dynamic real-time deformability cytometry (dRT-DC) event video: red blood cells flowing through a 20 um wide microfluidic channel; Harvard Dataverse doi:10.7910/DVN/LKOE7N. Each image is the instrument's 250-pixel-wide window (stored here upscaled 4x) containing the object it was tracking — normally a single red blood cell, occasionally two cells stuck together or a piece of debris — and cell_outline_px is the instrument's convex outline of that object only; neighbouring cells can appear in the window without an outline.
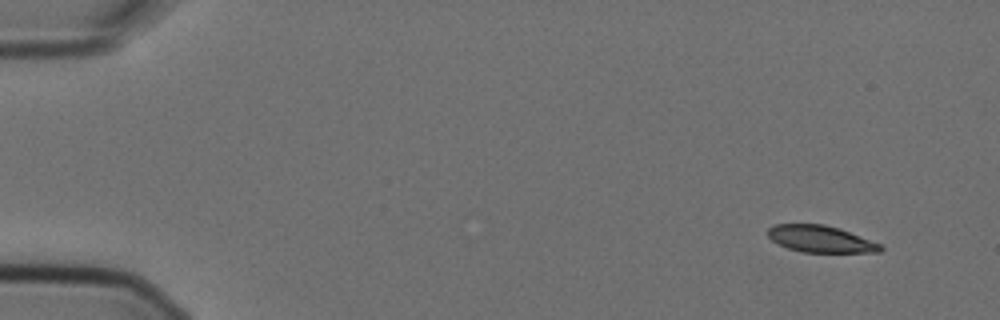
{"species": "Egyptian fruit bat (a non-hibernating species)", "species_latin": "Rousettus aegyptiacus", "temperature_condition": "cold", "stored_images_in_passage": 6, "camera_frame_rate_fps": 3000, "um_per_image_px": 0.085, "animal": {"sex": "female"}, "frame": {"image": 1, "passage_image": 1, "time_ms": 0.0, "image_size_px": [1000, 320], "cell_outline_px": [[884, 248], [880, 252], [804, 252], [788, 248], [772, 240], [768, 236], [768, 228], [772, 224], [824, 224], [840, 228], [880, 244]], "centroid_in_image_um": [69.74, 20.3], "position_along_channel_um": 15.3, "area_um2": 17.46}}
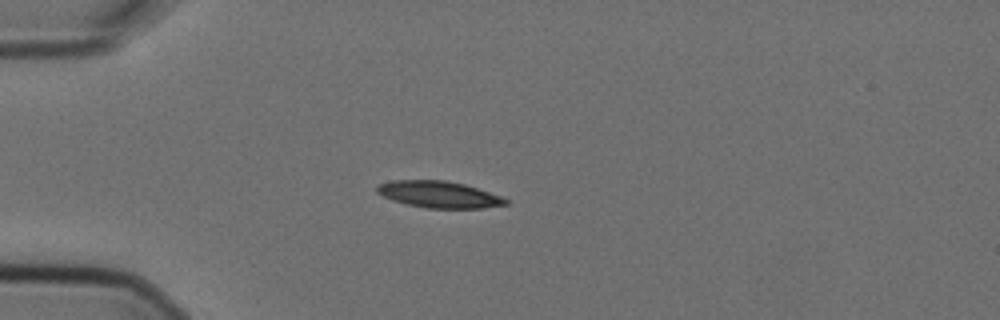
{"frame": {"image": 2, "passage_image": 4, "time_ms": 1.0, "image_size_px": [1000, 320], "cell_outline_px": [[508, 204], [484, 208], [428, 208], [408, 204], [392, 200], [376, 192], [376, 184], [392, 180], [444, 180], [464, 184], [500, 196], [508, 200]], "centroid_in_image_um": [37.27, 16.52], "position_along_channel_um": 47.7, "area_um2": 19.83}}
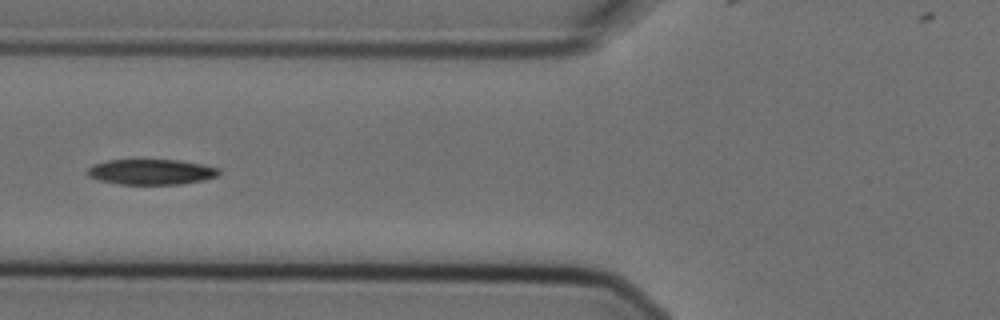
{"frame": {"image": 3, "passage_image": 6, "time_ms": 1.667, "image_size_px": [1000, 320], "cell_outline_px": [[220, 176], [204, 180], [180, 184], [120, 184], [100, 180], [88, 176], [88, 168], [92, 164], [108, 160], [180, 160], [220, 168]], "centroid_in_image_um": [12.89, 14.61], "position_along_channel_um": 112.9, "area_um2": 19.48}}